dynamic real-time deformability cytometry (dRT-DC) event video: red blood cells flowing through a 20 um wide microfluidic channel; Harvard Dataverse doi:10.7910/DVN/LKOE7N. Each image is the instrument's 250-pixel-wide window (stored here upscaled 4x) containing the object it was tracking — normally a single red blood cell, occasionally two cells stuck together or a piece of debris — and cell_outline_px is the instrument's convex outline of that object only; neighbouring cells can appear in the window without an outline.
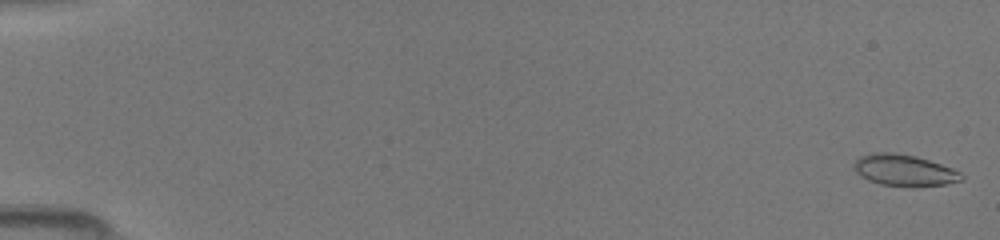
{"species": "common noctule bat (a hibernating species)", "species_latin": "Nyctalus noctula", "temperature_condition": "room temperature", "stored_images_in_passage": 16, "camera_frame_rate_fps": 3000, "um_per_image_px": 0.085, "animal": {"sex": "female", "body_mass_g": 19.5, "forearm_length_mm": 54.1}, "frame": {"image": 1, "passage_image": 1, "time_ms": 0.0, "image_size_px": [1000, 240], "cell_outline_px": [[964, 180], [948, 184], [920, 188], [912, 188], [880, 184], [868, 180], [860, 176], [852, 168], [852, 164], [860, 156], [872, 152], [892, 152], [916, 156], [952, 168], [960, 172], [964, 176]], "centroid_in_image_um": [76.86, 14.5], "position_along_channel_um": 8.1, "area_um2": 20.29}}
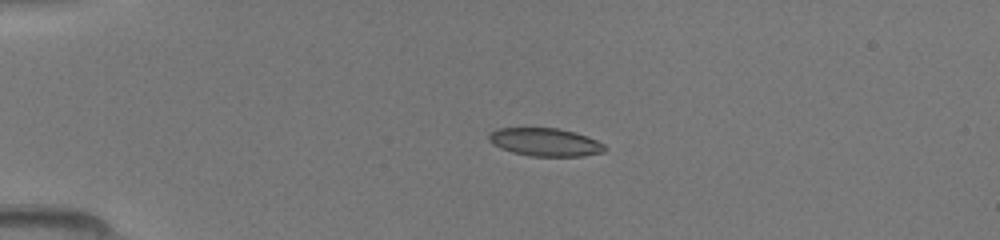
{"frame": {"image": 2, "passage_image": 12, "time_ms": 3.667, "image_size_px": [1000, 240], "cell_outline_px": [[608, 148], [604, 152], [584, 156], [528, 156], [512, 152], [500, 148], [492, 144], [488, 140], [488, 132], [496, 128], [556, 128], [576, 132], [588, 136], [604, 144]], "centroid_in_image_um": [46.33, 12.08], "position_along_channel_um": 38.7, "area_um2": 19.25}}
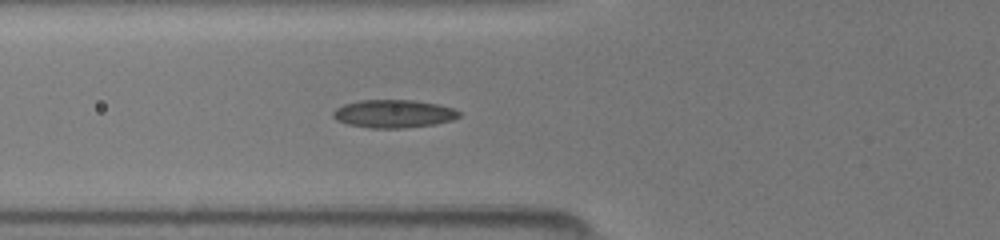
{"frame": {"image": 3, "passage_image": 16, "time_ms": 5.0, "image_size_px": [1000, 240], "cell_outline_px": [[460, 116], [452, 120], [436, 124], [404, 128], [368, 128], [348, 124], [336, 120], [332, 116], [332, 112], [336, 108], [344, 104], [360, 100], [416, 100], [440, 104], [452, 108], [460, 112]], "centroid_in_image_um": [33.46, 9.67], "position_along_channel_um": 92.3, "area_um2": 20.75}}